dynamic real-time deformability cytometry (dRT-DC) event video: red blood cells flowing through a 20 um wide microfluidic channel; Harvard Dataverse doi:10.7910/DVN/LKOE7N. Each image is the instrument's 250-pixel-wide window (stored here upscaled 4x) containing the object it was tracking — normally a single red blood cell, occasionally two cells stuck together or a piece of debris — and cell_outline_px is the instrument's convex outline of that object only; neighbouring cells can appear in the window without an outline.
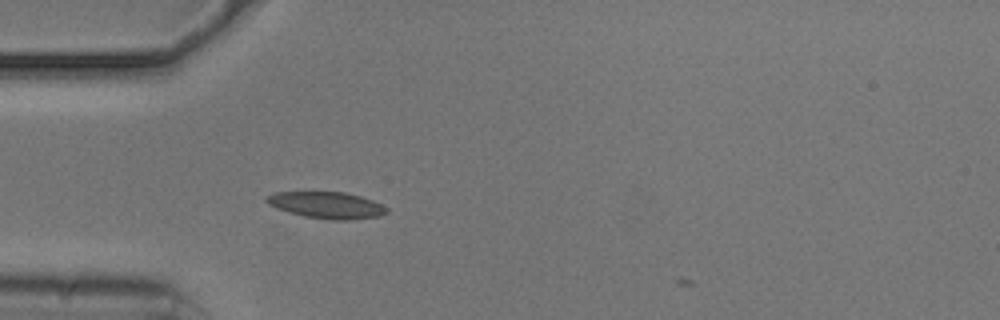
{"species": "common noctule bat (a hibernating species)", "species_latin": "Nyctalus noctula", "temperature_condition": "cold", "stored_images_in_passage": 34, "camera_frame_rate_fps": 3000, "um_per_image_px": 0.085, "animal": {"sex": "male", "body_mass_g": 20.5, "forearm_length_mm": 52.5}, "frame": {"image": 1, "passage_image": 1, "time_ms": 0.0, "image_size_px": [1000, 320], "cell_outline_px": [[388, 212], [380, 216], [348, 220], [332, 220], [304, 216], [288, 212], [276, 208], [268, 204], [264, 200], [268, 196], [276, 192], [344, 192], [360, 196], [372, 200], [388, 208]], "centroid_in_image_um": [27.77, 17.44], "position_along_channel_um": 57.2, "area_um2": 18.55}}
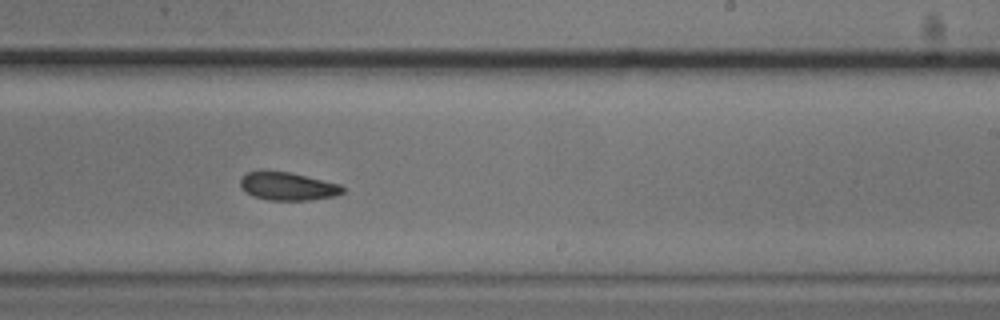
{"frame": {"image": 2, "passage_image": 18, "time_ms": 5.667, "image_size_px": [1000, 320], "cell_outline_px": [[344, 192], [336, 196], [308, 200], [268, 200], [252, 196], [240, 188], [240, 180], [248, 172], [260, 168], [292, 172], [340, 184], [344, 188]], "centroid_in_image_um": [24.42, 15.8], "position_along_channel_um": 264.6, "area_um2": 17.28}}
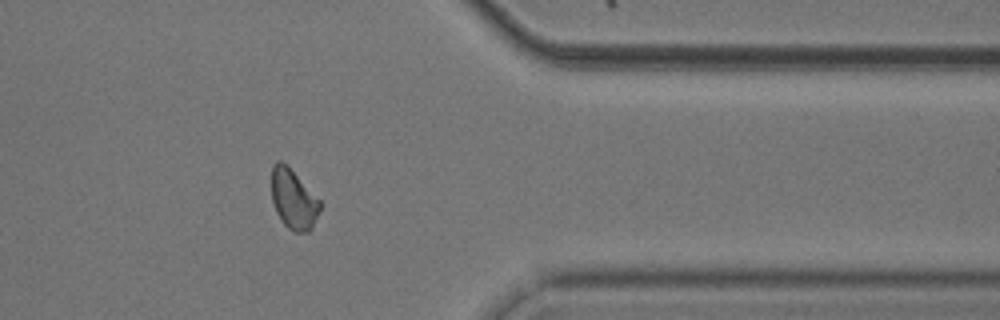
{"frame": {"image": 3, "passage_image": 29, "time_ms": 9.333, "image_size_px": [1000, 320], "cell_outline_px": [[320, 208], [312, 228], [308, 232], [296, 232], [288, 228], [280, 220], [276, 212], [272, 200], [272, 164], [276, 160], [280, 160], [288, 164], [320, 200]], "centroid_in_image_um": [24.93, 16.9], "position_along_channel_um": 386.5, "area_um2": 17.05}}